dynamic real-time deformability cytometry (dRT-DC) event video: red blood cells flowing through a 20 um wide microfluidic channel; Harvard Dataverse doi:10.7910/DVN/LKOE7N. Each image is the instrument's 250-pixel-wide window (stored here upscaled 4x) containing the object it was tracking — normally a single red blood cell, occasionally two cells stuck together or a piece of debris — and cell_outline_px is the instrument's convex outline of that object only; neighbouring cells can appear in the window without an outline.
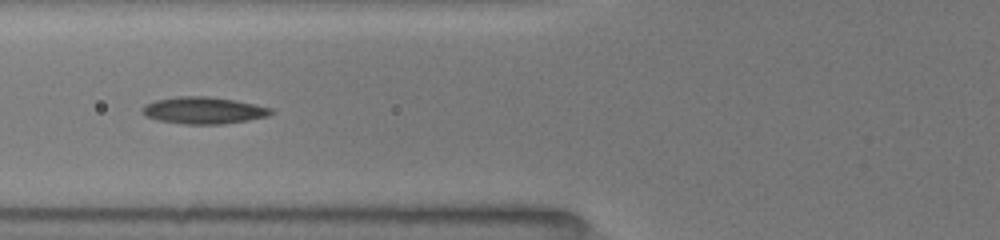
{"species": "common noctule bat (a hibernating species)", "species_latin": "Nyctalus noctula", "temperature_condition": "room temperature", "stored_images_in_passage": 16, "camera_frame_rate_fps": 3000, "um_per_image_px": 0.085, "animal": {"sex": "female", "body_mass_g": 19.5, "forearm_length_mm": 54.1}, "frame": {"image": 1, "passage_image": 7, "time_ms": 2.333, "image_size_px": [1000, 240], "cell_outline_px": [[276, 112], [268, 116], [248, 120], [220, 124], [184, 124], [160, 120], [144, 116], [140, 112], [140, 108], [144, 104], [156, 100], [176, 96], [208, 96], [236, 100], [256, 104], [272, 108]], "centroid_in_image_um": [17.3, 9.37], "position_along_channel_um": 108.5, "area_um2": 20.4}}
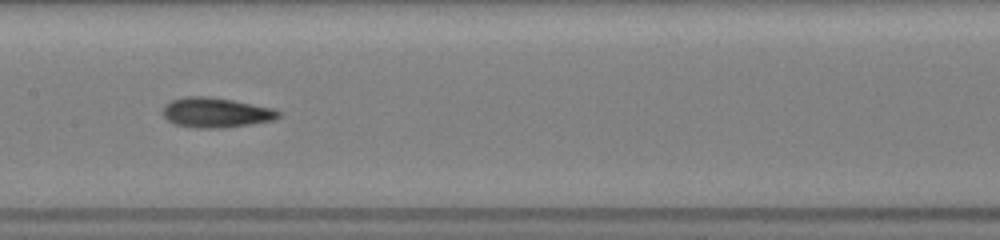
{"frame": {"image": 2, "passage_image": 12, "time_ms": 4.333, "image_size_px": [1000, 240], "cell_outline_px": [[280, 116], [272, 120], [224, 128], [192, 128], [176, 124], [168, 120], [160, 112], [164, 104], [172, 100], [184, 96], [208, 96], [232, 100], [272, 108], [280, 112]], "centroid_in_image_um": [18.28, 9.56], "position_along_channel_um": 189.1, "area_um2": 20.17}}